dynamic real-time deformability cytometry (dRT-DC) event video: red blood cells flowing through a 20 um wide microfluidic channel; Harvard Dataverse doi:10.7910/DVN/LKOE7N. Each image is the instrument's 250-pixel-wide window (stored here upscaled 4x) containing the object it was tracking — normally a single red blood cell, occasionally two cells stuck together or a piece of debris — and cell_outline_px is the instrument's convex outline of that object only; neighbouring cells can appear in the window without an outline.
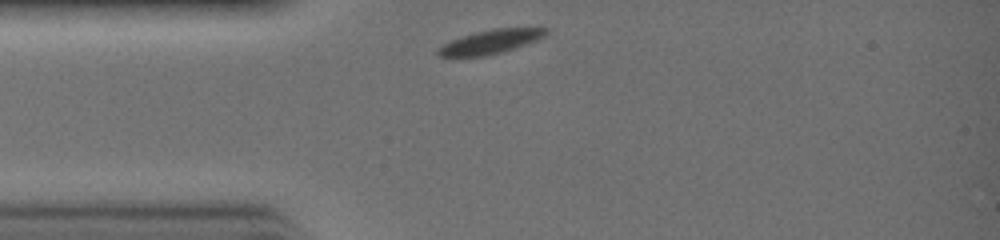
{"species": "common noctule bat (a hibernating species)", "species_latin": "Nyctalus noctula", "temperature_condition": "warm", "stored_images_in_passage": 21, "camera_frame_rate_fps": 3000, "um_per_image_px": 0.085, "animal": {"sex": "female", "body_mass_g": 19.0, "forearm_length_mm": 51.5}, "frame": {"image": 1, "passage_image": 1, "time_ms": 0.0, "image_size_px": [1000, 240], "cell_outline_px": [[548, 32], [544, 36], [536, 40], [516, 48], [488, 56], [436, 56], [436, 48], [460, 36], [492, 28], [548, 28]], "centroid_in_image_um": [41.67, 3.55], "position_along_channel_um": 43.3, "area_um2": 15.09}}
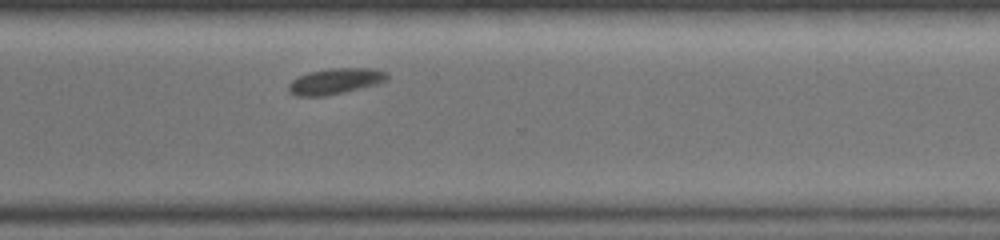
{"frame": {"image": 2, "passage_image": 17, "time_ms": 5.333, "image_size_px": [1000, 240], "cell_outline_px": [[388, 80], [376, 84], [344, 92], [324, 96], [296, 96], [288, 92], [288, 84], [292, 80], [308, 72], [332, 68], [372, 68], [388, 72]], "centroid_in_image_um": [28.5, 6.9], "position_along_channel_um": 342.1, "area_um2": 14.85}}
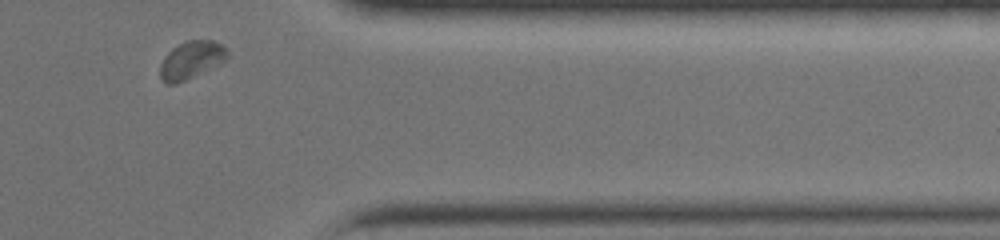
{"frame": {"image": 3, "passage_image": 20, "time_ms": 6.333, "image_size_px": [1000, 240], "cell_outline_px": [[228, 60], [220, 64], [176, 84], [168, 84], [160, 76], [160, 64], [164, 56], [172, 48], [188, 40], [212, 40], [228, 48]], "centroid_in_image_um": [16.28, 5.09], "position_along_channel_um": 395.1, "area_um2": 14.74}}